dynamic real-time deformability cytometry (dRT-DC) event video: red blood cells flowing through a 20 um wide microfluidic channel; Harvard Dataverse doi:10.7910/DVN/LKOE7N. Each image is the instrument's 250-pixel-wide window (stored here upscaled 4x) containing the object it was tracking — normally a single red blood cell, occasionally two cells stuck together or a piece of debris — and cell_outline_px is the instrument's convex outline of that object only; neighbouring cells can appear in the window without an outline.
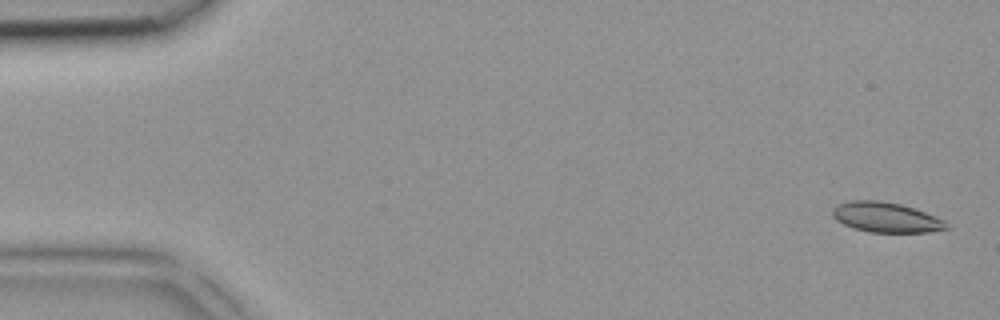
{"species": "common noctule bat (a hibernating species)", "species_latin": "Nyctalus noctula", "temperature_condition": "room temperature", "stored_images_in_passage": 4, "camera_frame_rate_fps": 3000, "um_per_image_px": 0.085, "animal": {"sex": "female", "body_mass_g": 18.4}, "frame": {"image": 1, "passage_image": 1, "time_ms": 0.0, "image_size_px": [1000, 320], "cell_outline_px": [[948, 228], [928, 232], [872, 232], [856, 228], [844, 224], [836, 220], [832, 216], [832, 208], [836, 204], [852, 200], [880, 200], [900, 204], [936, 216], [944, 220]], "centroid_in_image_um": [75.27, 18.46], "position_along_channel_um": 9.7, "area_um2": 19.77}}
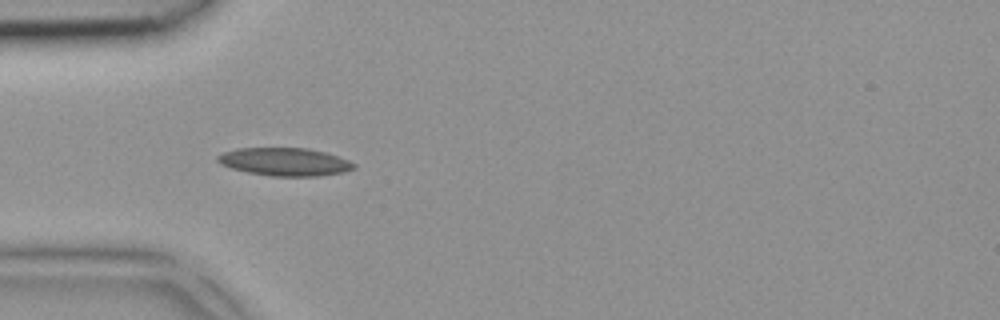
{"frame": {"image": 2, "passage_image": 4, "time_ms": 1.0, "image_size_px": [1000, 320], "cell_outline_px": [[356, 168], [344, 172], [320, 176], [272, 176], [248, 172], [232, 168], [220, 164], [216, 160], [216, 156], [224, 152], [236, 148], [308, 148], [324, 152], [348, 160], [356, 164]], "centroid_in_image_um": [24.2, 13.75], "position_along_channel_um": 60.8, "area_um2": 22.2}}